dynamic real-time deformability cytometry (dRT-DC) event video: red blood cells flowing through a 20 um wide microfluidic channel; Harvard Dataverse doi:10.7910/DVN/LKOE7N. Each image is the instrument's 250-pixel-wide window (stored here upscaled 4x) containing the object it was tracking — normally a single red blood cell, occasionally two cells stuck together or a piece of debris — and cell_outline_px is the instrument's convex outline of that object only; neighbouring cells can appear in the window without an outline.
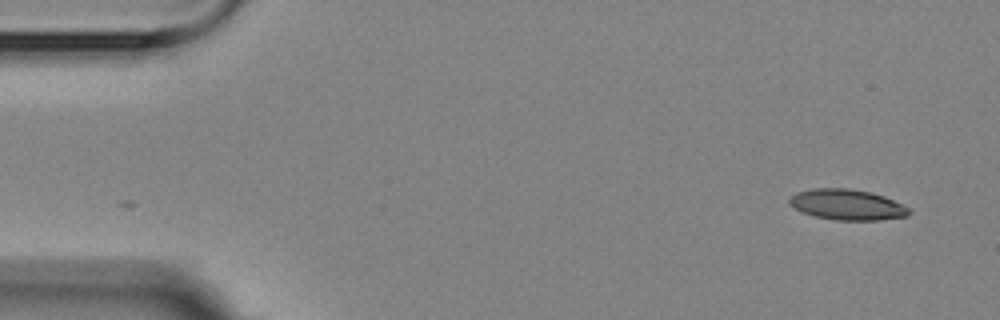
{"species": "Egyptian fruit bat (a non-hibernating species)", "species_latin": "Rousettus aegyptiacus", "temperature_condition": "room temperature", "stored_images_in_passage": 2, "camera_frame_rate_fps": 3000, "um_per_image_px": 0.085, "animal": {"sex": "female"}, "frame": {"image": 1, "passage_image": 2, "time_ms": 1.333, "image_size_px": [1000, 320], "cell_outline_px": [[912, 212], [908, 216], [880, 220], [836, 220], [812, 216], [800, 212], [788, 204], [788, 200], [796, 192], [812, 188], [848, 188], [872, 192], [884, 196], [908, 208]], "centroid_in_image_um": [71.96, 17.4], "position_along_channel_um": 13.0, "area_um2": 21.56}}